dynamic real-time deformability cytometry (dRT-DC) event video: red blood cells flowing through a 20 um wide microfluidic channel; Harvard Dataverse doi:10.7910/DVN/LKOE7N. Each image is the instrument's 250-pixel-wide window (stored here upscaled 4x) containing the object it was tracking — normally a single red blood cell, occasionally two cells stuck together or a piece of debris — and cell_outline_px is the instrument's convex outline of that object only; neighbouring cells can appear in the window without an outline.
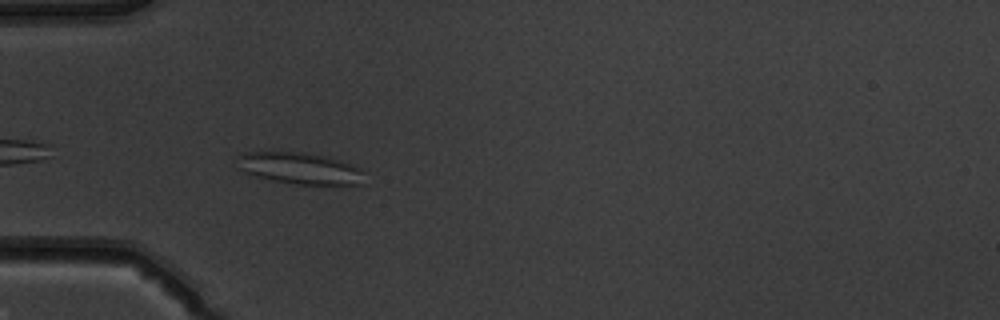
{"species": "common noctule bat (a hibernating species)", "species_latin": "Nyctalus noctula", "temperature_condition": "warm", "stored_images_in_passage": 37, "camera_frame_rate_fps": 3000, "um_per_image_px": 0.085, "animal": {"sex": "male", "body_mass_g": 19.5, "forearm_length_mm": 54.6}, "frame": {"image": 1, "passage_image": 2, "time_ms": 0.333, "image_size_px": [1000, 320], "cell_outline_px": [[364, 184], [296, 184], [256, 176], [244, 172], [236, 168], [236, 156], [244, 152], [304, 152], [324, 156], [340, 160], [352, 164], [360, 168], [364, 172]], "centroid_in_image_um": [25.46, 14.29], "position_along_channel_um": 59.5, "area_um2": 23.47}}
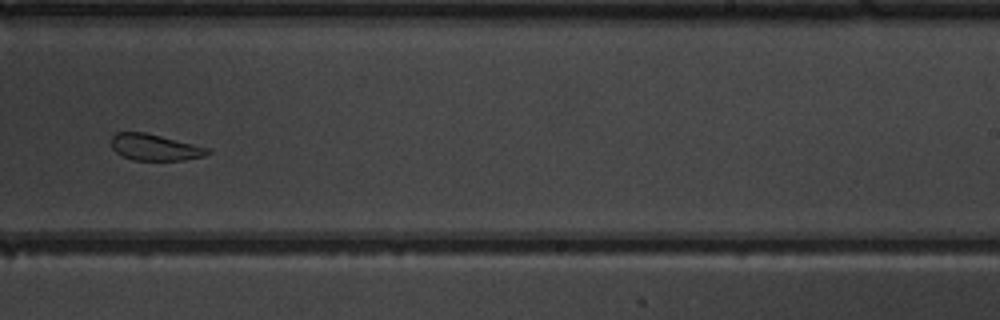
{"frame": {"image": 2, "passage_image": 19, "time_ms": 6.0, "image_size_px": [1000, 320], "cell_outline_px": [[212, 152], [204, 156], [184, 160], [132, 160], [116, 152], [112, 148], [112, 136], [116, 132], [144, 132], [212, 148]], "centroid_in_image_um": [13.21, 12.52], "position_along_channel_um": 275.8, "area_um2": 14.85}}
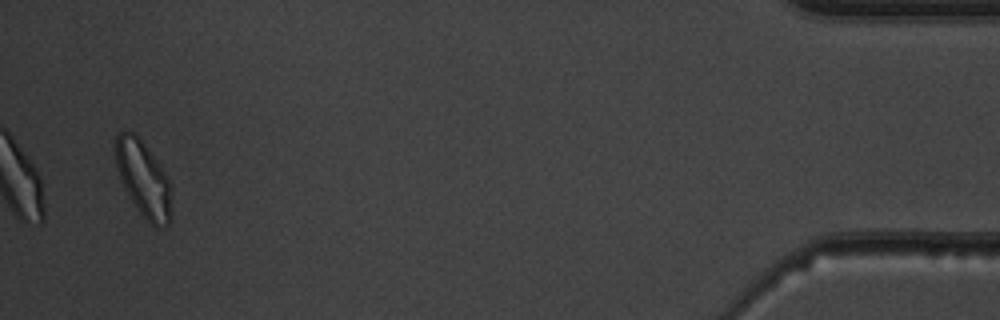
{"frame": {"image": 3, "passage_image": 36, "time_ms": 11.667, "image_size_px": [1000, 320], "cell_outline_px": [[172, 212], [168, 224], [156, 228], [136, 208], [124, 188], [120, 180], [116, 168], [112, 148], [112, 144], [116, 136], [124, 128], [136, 132], [168, 176], [172, 188]], "centroid_in_image_um": [12.16, 15.13], "position_along_channel_um": 423.0, "area_um2": 25.66}, "authors_computed_cell_mechanics": {"area_um2": 17.1088, "velocity_mm_per_s": 3.9252, "shape_relaxation_time_tau1_ms": 6.1424, "shape_relaxation_time_tau2_ms": 2.1781, "deformation_change_tau1": 0.1199, "deformation_change_tau2": 0.1017}}